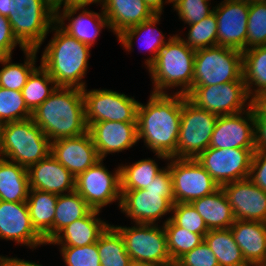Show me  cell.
Here are the masks:
<instances>
[{
  "instance_id": "36",
  "label": "cell",
  "mask_w": 266,
  "mask_h": 266,
  "mask_svg": "<svg viewBox=\"0 0 266 266\" xmlns=\"http://www.w3.org/2000/svg\"><path fill=\"white\" fill-rule=\"evenodd\" d=\"M156 159H141L130 165L121 164V190L145 189L154 178L164 169L159 167Z\"/></svg>"
},
{
  "instance_id": "29",
  "label": "cell",
  "mask_w": 266,
  "mask_h": 266,
  "mask_svg": "<svg viewBox=\"0 0 266 266\" xmlns=\"http://www.w3.org/2000/svg\"><path fill=\"white\" fill-rule=\"evenodd\" d=\"M57 198V194L30 189L26 200L32 225L44 238L46 245L53 239Z\"/></svg>"
},
{
  "instance_id": "37",
  "label": "cell",
  "mask_w": 266,
  "mask_h": 266,
  "mask_svg": "<svg viewBox=\"0 0 266 266\" xmlns=\"http://www.w3.org/2000/svg\"><path fill=\"white\" fill-rule=\"evenodd\" d=\"M58 85L50 76L47 70L40 64L29 75L21 93L28 109L33 112L40 106L52 93Z\"/></svg>"
},
{
  "instance_id": "3",
  "label": "cell",
  "mask_w": 266,
  "mask_h": 266,
  "mask_svg": "<svg viewBox=\"0 0 266 266\" xmlns=\"http://www.w3.org/2000/svg\"><path fill=\"white\" fill-rule=\"evenodd\" d=\"M55 32L48 42L40 64L47 70L58 87H73L84 89L87 87L83 81L87 73L88 60L91 56V47L78 41L65 32L57 22L50 30Z\"/></svg>"
},
{
  "instance_id": "43",
  "label": "cell",
  "mask_w": 266,
  "mask_h": 266,
  "mask_svg": "<svg viewBox=\"0 0 266 266\" xmlns=\"http://www.w3.org/2000/svg\"><path fill=\"white\" fill-rule=\"evenodd\" d=\"M66 266H101L97 242L86 246H59Z\"/></svg>"
},
{
  "instance_id": "45",
  "label": "cell",
  "mask_w": 266,
  "mask_h": 266,
  "mask_svg": "<svg viewBox=\"0 0 266 266\" xmlns=\"http://www.w3.org/2000/svg\"><path fill=\"white\" fill-rule=\"evenodd\" d=\"M175 264L177 266H219L216 256L205 241L184 254Z\"/></svg>"
},
{
  "instance_id": "49",
  "label": "cell",
  "mask_w": 266,
  "mask_h": 266,
  "mask_svg": "<svg viewBox=\"0 0 266 266\" xmlns=\"http://www.w3.org/2000/svg\"><path fill=\"white\" fill-rule=\"evenodd\" d=\"M0 263L3 266H43L41 264H37L35 262L26 261L24 259H19L17 257H6L1 255Z\"/></svg>"
},
{
  "instance_id": "56",
  "label": "cell",
  "mask_w": 266,
  "mask_h": 266,
  "mask_svg": "<svg viewBox=\"0 0 266 266\" xmlns=\"http://www.w3.org/2000/svg\"><path fill=\"white\" fill-rule=\"evenodd\" d=\"M260 266H266V260Z\"/></svg>"
},
{
  "instance_id": "55",
  "label": "cell",
  "mask_w": 266,
  "mask_h": 266,
  "mask_svg": "<svg viewBox=\"0 0 266 266\" xmlns=\"http://www.w3.org/2000/svg\"><path fill=\"white\" fill-rule=\"evenodd\" d=\"M243 1H246V2H254V1H262V0H243Z\"/></svg>"
},
{
  "instance_id": "6",
  "label": "cell",
  "mask_w": 266,
  "mask_h": 266,
  "mask_svg": "<svg viewBox=\"0 0 266 266\" xmlns=\"http://www.w3.org/2000/svg\"><path fill=\"white\" fill-rule=\"evenodd\" d=\"M174 203L172 176L166 165L145 189L121 190L119 209L134 223L158 225L159 219L172 212Z\"/></svg>"
},
{
  "instance_id": "2",
  "label": "cell",
  "mask_w": 266,
  "mask_h": 266,
  "mask_svg": "<svg viewBox=\"0 0 266 266\" xmlns=\"http://www.w3.org/2000/svg\"><path fill=\"white\" fill-rule=\"evenodd\" d=\"M31 118L51 142L88 132L83 92L79 88L57 87Z\"/></svg>"
},
{
  "instance_id": "21",
  "label": "cell",
  "mask_w": 266,
  "mask_h": 266,
  "mask_svg": "<svg viewBox=\"0 0 266 266\" xmlns=\"http://www.w3.org/2000/svg\"><path fill=\"white\" fill-rule=\"evenodd\" d=\"M100 159L119 153L138 143L137 122L100 121L88 126Z\"/></svg>"
},
{
  "instance_id": "40",
  "label": "cell",
  "mask_w": 266,
  "mask_h": 266,
  "mask_svg": "<svg viewBox=\"0 0 266 266\" xmlns=\"http://www.w3.org/2000/svg\"><path fill=\"white\" fill-rule=\"evenodd\" d=\"M21 91L0 87V122H14L31 118Z\"/></svg>"
},
{
  "instance_id": "38",
  "label": "cell",
  "mask_w": 266,
  "mask_h": 266,
  "mask_svg": "<svg viewBox=\"0 0 266 266\" xmlns=\"http://www.w3.org/2000/svg\"><path fill=\"white\" fill-rule=\"evenodd\" d=\"M164 221L162 224L167 236V248L173 263L204 241L202 234L175 225L169 217Z\"/></svg>"
},
{
  "instance_id": "14",
  "label": "cell",
  "mask_w": 266,
  "mask_h": 266,
  "mask_svg": "<svg viewBox=\"0 0 266 266\" xmlns=\"http://www.w3.org/2000/svg\"><path fill=\"white\" fill-rule=\"evenodd\" d=\"M87 126L100 121L137 122L139 101L109 89L83 90Z\"/></svg>"
},
{
  "instance_id": "42",
  "label": "cell",
  "mask_w": 266,
  "mask_h": 266,
  "mask_svg": "<svg viewBox=\"0 0 266 266\" xmlns=\"http://www.w3.org/2000/svg\"><path fill=\"white\" fill-rule=\"evenodd\" d=\"M171 213L169 218L175 225L203 236L209 232L203 218L190 203H174Z\"/></svg>"
},
{
  "instance_id": "34",
  "label": "cell",
  "mask_w": 266,
  "mask_h": 266,
  "mask_svg": "<svg viewBox=\"0 0 266 266\" xmlns=\"http://www.w3.org/2000/svg\"><path fill=\"white\" fill-rule=\"evenodd\" d=\"M97 248L101 266H130L132 264L122 235L111 224L100 235Z\"/></svg>"
},
{
  "instance_id": "53",
  "label": "cell",
  "mask_w": 266,
  "mask_h": 266,
  "mask_svg": "<svg viewBox=\"0 0 266 266\" xmlns=\"http://www.w3.org/2000/svg\"><path fill=\"white\" fill-rule=\"evenodd\" d=\"M130 266H155V265L143 264V263H132Z\"/></svg>"
},
{
  "instance_id": "23",
  "label": "cell",
  "mask_w": 266,
  "mask_h": 266,
  "mask_svg": "<svg viewBox=\"0 0 266 266\" xmlns=\"http://www.w3.org/2000/svg\"><path fill=\"white\" fill-rule=\"evenodd\" d=\"M30 189L57 195L75 191L76 177L59 163L51 153L28 169Z\"/></svg>"
},
{
  "instance_id": "16",
  "label": "cell",
  "mask_w": 266,
  "mask_h": 266,
  "mask_svg": "<svg viewBox=\"0 0 266 266\" xmlns=\"http://www.w3.org/2000/svg\"><path fill=\"white\" fill-rule=\"evenodd\" d=\"M250 2L223 0L213 6L217 20V45L246 50Z\"/></svg>"
},
{
  "instance_id": "25",
  "label": "cell",
  "mask_w": 266,
  "mask_h": 266,
  "mask_svg": "<svg viewBox=\"0 0 266 266\" xmlns=\"http://www.w3.org/2000/svg\"><path fill=\"white\" fill-rule=\"evenodd\" d=\"M101 211L92 209L85 217L63 228L48 244L58 246H86L96 243L110 225L99 218Z\"/></svg>"
},
{
  "instance_id": "41",
  "label": "cell",
  "mask_w": 266,
  "mask_h": 266,
  "mask_svg": "<svg viewBox=\"0 0 266 266\" xmlns=\"http://www.w3.org/2000/svg\"><path fill=\"white\" fill-rule=\"evenodd\" d=\"M266 45V1L250 2L246 49Z\"/></svg>"
},
{
  "instance_id": "8",
  "label": "cell",
  "mask_w": 266,
  "mask_h": 266,
  "mask_svg": "<svg viewBox=\"0 0 266 266\" xmlns=\"http://www.w3.org/2000/svg\"><path fill=\"white\" fill-rule=\"evenodd\" d=\"M230 81H244L242 51L219 45L196 50L192 88Z\"/></svg>"
},
{
  "instance_id": "27",
  "label": "cell",
  "mask_w": 266,
  "mask_h": 266,
  "mask_svg": "<svg viewBox=\"0 0 266 266\" xmlns=\"http://www.w3.org/2000/svg\"><path fill=\"white\" fill-rule=\"evenodd\" d=\"M161 14H155L151 19L144 21L138 25L125 29L117 36L118 42L121 46L128 51L133 49L134 39L138 38L140 42H143L144 47L149 51L150 55L145 61L146 68L148 69L156 60L158 52L168 42L162 31L156 28V25L160 22ZM143 36L141 37V35ZM141 37V40L139 37ZM165 38V39H164Z\"/></svg>"
},
{
  "instance_id": "19",
  "label": "cell",
  "mask_w": 266,
  "mask_h": 266,
  "mask_svg": "<svg viewBox=\"0 0 266 266\" xmlns=\"http://www.w3.org/2000/svg\"><path fill=\"white\" fill-rule=\"evenodd\" d=\"M87 8L88 7L59 5L56 7V22L70 36L75 37L78 41L92 48L102 29L107 27L109 30L111 28L102 8L100 9L102 10L101 13L90 11ZM79 11V15L75 16ZM66 20L69 21L67 22L68 24L64 22Z\"/></svg>"
},
{
  "instance_id": "30",
  "label": "cell",
  "mask_w": 266,
  "mask_h": 266,
  "mask_svg": "<svg viewBox=\"0 0 266 266\" xmlns=\"http://www.w3.org/2000/svg\"><path fill=\"white\" fill-rule=\"evenodd\" d=\"M242 66L249 97L253 101L261 99L266 94V45L244 50Z\"/></svg>"
},
{
  "instance_id": "15",
  "label": "cell",
  "mask_w": 266,
  "mask_h": 266,
  "mask_svg": "<svg viewBox=\"0 0 266 266\" xmlns=\"http://www.w3.org/2000/svg\"><path fill=\"white\" fill-rule=\"evenodd\" d=\"M256 149L208 147L196 160L222 187L227 183L249 178L251 161Z\"/></svg>"
},
{
  "instance_id": "28",
  "label": "cell",
  "mask_w": 266,
  "mask_h": 266,
  "mask_svg": "<svg viewBox=\"0 0 266 266\" xmlns=\"http://www.w3.org/2000/svg\"><path fill=\"white\" fill-rule=\"evenodd\" d=\"M190 204L203 218L208 230L229 229L235 221L232 208L222 187Z\"/></svg>"
},
{
  "instance_id": "50",
  "label": "cell",
  "mask_w": 266,
  "mask_h": 266,
  "mask_svg": "<svg viewBox=\"0 0 266 266\" xmlns=\"http://www.w3.org/2000/svg\"><path fill=\"white\" fill-rule=\"evenodd\" d=\"M106 2L107 0H63L60 5L88 7L90 4L99 3L103 8Z\"/></svg>"
},
{
  "instance_id": "51",
  "label": "cell",
  "mask_w": 266,
  "mask_h": 266,
  "mask_svg": "<svg viewBox=\"0 0 266 266\" xmlns=\"http://www.w3.org/2000/svg\"><path fill=\"white\" fill-rule=\"evenodd\" d=\"M155 14H163L164 4H171L173 0H144ZM165 1V2H164Z\"/></svg>"
},
{
  "instance_id": "32",
  "label": "cell",
  "mask_w": 266,
  "mask_h": 266,
  "mask_svg": "<svg viewBox=\"0 0 266 266\" xmlns=\"http://www.w3.org/2000/svg\"><path fill=\"white\" fill-rule=\"evenodd\" d=\"M204 241L216 256L219 266H249L229 229L209 230Z\"/></svg>"
},
{
  "instance_id": "9",
  "label": "cell",
  "mask_w": 266,
  "mask_h": 266,
  "mask_svg": "<svg viewBox=\"0 0 266 266\" xmlns=\"http://www.w3.org/2000/svg\"><path fill=\"white\" fill-rule=\"evenodd\" d=\"M133 224L131 227L113 225L122 235L132 263L155 266L173 264L164 227L155 224Z\"/></svg>"
},
{
  "instance_id": "17",
  "label": "cell",
  "mask_w": 266,
  "mask_h": 266,
  "mask_svg": "<svg viewBox=\"0 0 266 266\" xmlns=\"http://www.w3.org/2000/svg\"><path fill=\"white\" fill-rule=\"evenodd\" d=\"M209 147L256 149L253 102L245 111L218 116Z\"/></svg>"
},
{
  "instance_id": "44",
  "label": "cell",
  "mask_w": 266,
  "mask_h": 266,
  "mask_svg": "<svg viewBox=\"0 0 266 266\" xmlns=\"http://www.w3.org/2000/svg\"><path fill=\"white\" fill-rule=\"evenodd\" d=\"M173 9L184 24H195L213 13L207 0H173Z\"/></svg>"
},
{
  "instance_id": "7",
  "label": "cell",
  "mask_w": 266,
  "mask_h": 266,
  "mask_svg": "<svg viewBox=\"0 0 266 266\" xmlns=\"http://www.w3.org/2000/svg\"><path fill=\"white\" fill-rule=\"evenodd\" d=\"M51 153V141L32 118L4 123L0 157L29 168Z\"/></svg>"
},
{
  "instance_id": "5",
  "label": "cell",
  "mask_w": 266,
  "mask_h": 266,
  "mask_svg": "<svg viewBox=\"0 0 266 266\" xmlns=\"http://www.w3.org/2000/svg\"><path fill=\"white\" fill-rule=\"evenodd\" d=\"M0 15L26 49H38L56 22V7L49 0H0Z\"/></svg>"
},
{
  "instance_id": "11",
  "label": "cell",
  "mask_w": 266,
  "mask_h": 266,
  "mask_svg": "<svg viewBox=\"0 0 266 266\" xmlns=\"http://www.w3.org/2000/svg\"><path fill=\"white\" fill-rule=\"evenodd\" d=\"M186 96L197 107L218 116L245 111L251 107L253 102L247 93L244 81L194 86Z\"/></svg>"
},
{
  "instance_id": "52",
  "label": "cell",
  "mask_w": 266,
  "mask_h": 266,
  "mask_svg": "<svg viewBox=\"0 0 266 266\" xmlns=\"http://www.w3.org/2000/svg\"><path fill=\"white\" fill-rule=\"evenodd\" d=\"M3 123L0 122V149H1V145H2V128H3Z\"/></svg>"
},
{
  "instance_id": "39",
  "label": "cell",
  "mask_w": 266,
  "mask_h": 266,
  "mask_svg": "<svg viewBox=\"0 0 266 266\" xmlns=\"http://www.w3.org/2000/svg\"><path fill=\"white\" fill-rule=\"evenodd\" d=\"M188 26L187 38L181 39L190 48L198 50L217 45V20L214 12L200 22Z\"/></svg>"
},
{
  "instance_id": "47",
  "label": "cell",
  "mask_w": 266,
  "mask_h": 266,
  "mask_svg": "<svg viewBox=\"0 0 266 266\" xmlns=\"http://www.w3.org/2000/svg\"><path fill=\"white\" fill-rule=\"evenodd\" d=\"M17 45L22 51L26 49L14 36L8 18L0 15V57L12 56Z\"/></svg>"
},
{
  "instance_id": "20",
  "label": "cell",
  "mask_w": 266,
  "mask_h": 266,
  "mask_svg": "<svg viewBox=\"0 0 266 266\" xmlns=\"http://www.w3.org/2000/svg\"><path fill=\"white\" fill-rule=\"evenodd\" d=\"M235 220L266 222V192L249 178L222 186Z\"/></svg>"
},
{
  "instance_id": "57",
  "label": "cell",
  "mask_w": 266,
  "mask_h": 266,
  "mask_svg": "<svg viewBox=\"0 0 266 266\" xmlns=\"http://www.w3.org/2000/svg\"><path fill=\"white\" fill-rule=\"evenodd\" d=\"M168 266H177L175 263L171 264V265H168Z\"/></svg>"
},
{
  "instance_id": "54",
  "label": "cell",
  "mask_w": 266,
  "mask_h": 266,
  "mask_svg": "<svg viewBox=\"0 0 266 266\" xmlns=\"http://www.w3.org/2000/svg\"><path fill=\"white\" fill-rule=\"evenodd\" d=\"M259 100L266 106V94Z\"/></svg>"
},
{
  "instance_id": "35",
  "label": "cell",
  "mask_w": 266,
  "mask_h": 266,
  "mask_svg": "<svg viewBox=\"0 0 266 266\" xmlns=\"http://www.w3.org/2000/svg\"><path fill=\"white\" fill-rule=\"evenodd\" d=\"M91 210L92 208L76 191L58 195L53 223V238L63 228L85 217Z\"/></svg>"
},
{
  "instance_id": "22",
  "label": "cell",
  "mask_w": 266,
  "mask_h": 266,
  "mask_svg": "<svg viewBox=\"0 0 266 266\" xmlns=\"http://www.w3.org/2000/svg\"><path fill=\"white\" fill-rule=\"evenodd\" d=\"M51 155L75 177L100 160L89 132L51 142Z\"/></svg>"
},
{
  "instance_id": "4",
  "label": "cell",
  "mask_w": 266,
  "mask_h": 266,
  "mask_svg": "<svg viewBox=\"0 0 266 266\" xmlns=\"http://www.w3.org/2000/svg\"><path fill=\"white\" fill-rule=\"evenodd\" d=\"M195 52L178 34L170 35L148 68L154 86L152 93L168 94L167 89L181 87L175 94L187 95L193 85Z\"/></svg>"
},
{
  "instance_id": "18",
  "label": "cell",
  "mask_w": 266,
  "mask_h": 266,
  "mask_svg": "<svg viewBox=\"0 0 266 266\" xmlns=\"http://www.w3.org/2000/svg\"><path fill=\"white\" fill-rule=\"evenodd\" d=\"M0 239L14 241L30 249L46 244L32 225L26 202L0 200Z\"/></svg>"
},
{
  "instance_id": "31",
  "label": "cell",
  "mask_w": 266,
  "mask_h": 266,
  "mask_svg": "<svg viewBox=\"0 0 266 266\" xmlns=\"http://www.w3.org/2000/svg\"><path fill=\"white\" fill-rule=\"evenodd\" d=\"M29 190L27 168L0 157V200L26 202Z\"/></svg>"
},
{
  "instance_id": "24",
  "label": "cell",
  "mask_w": 266,
  "mask_h": 266,
  "mask_svg": "<svg viewBox=\"0 0 266 266\" xmlns=\"http://www.w3.org/2000/svg\"><path fill=\"white\" fill-rule=\"evenodd\" d=\"M230 230L246 263L260 266L266 260V222L235 220Z\"/></svg>"
},
{
  "instance_id": "46",
  "label": "cell",
  "mask_w": 266,
  "mask_h": 266,
  "mask_svg": "<svg viewBox=\"0 0 266 266\" xmlns=\"http://www.w3.org/2000/svg\"><path fill=\"white\" fill-rule=\"evenodd\" d=\"M256 150L266 151V106L260 100L253 101Z\"/></svg>"
},
{
  "instance_id": "12",
  "label": "cell",
  "mask_w": 266,
  "mask_h": 266,
  "mask_svg": "<svg viewBox=\"0 0 266 266\" xmlns=\"http://www.w3.org/2000/svg\"><path fill=\"white\" fill-rule=\"evenodd\" d=\"M175 203H191L220 188L202 165L192 158H169Z\"/></svg>"
},
{
  "instance_id": "1",
  "label": "cell",
  "mask_w": 266,
  "mask_h": 266,
  "mask_svg": "<svg viewBox=\"0 0 266 266\" xmlns=\"http://www.w3.org/2000/svg\"><path fill=\"white\" fill-rule=\"evenodd\" d=\"M172 94V95H171ZM150 94L146 105L137 108L138 142L152 150L158 159L177 158V141L182 112V94Z\"/></svg>"
},
{
  "instance_id": "10",
  "label": "cell",
  "mask_w": 266,
  "mask_h": 266,
  "mask_svg": "<svg viewBox=\"0 0 266 266\" xmlns=\"http://www.w3.org/2000/svg\"><path fill=\"white\" fill-rule=\"evenodd\" d=\"M218 115L197 107L182 95V112L177 141V158L196 159L211 141Z\"/></svg>"
},
{
  "instance_id": "33",
  "label": "cell",
  "mask_w": 266,
  "mask_h": 266,
  "mask_svg": "<svg viewBox=\"0 0 266 266\" xmlns=\"http://www.w3.org/2000/svg\"><path fill=\"white\" fill-rule=\"evenodd\" d=\"M38 49H25L24 63H12L11 56H1L0 87L21 91L31 72L36 68Z\"/></svg>"
},
{
  "instance_id": "48",
  "label": "cell",
  "mask_w": 266,
  "mask_h": 266,
  "mask_svg": "<svg viewBox=\"0 0 266 266\" xmlns=\"http://www.w3.org/2000/svg\"><path fill=\"white\" fill-rule=\"evenodd\" d=\"M249 179L266 192V151L253 153Z\"/></svg>"
},
{
  "instance_id": "26",
  "label": "cell",
  "mask_w": 266,
  "mask_h": 266,
  "mask_svg": "<svg viewBox=\"0 0 266 266\" xmlns=\"http://www.w3.org/2000/svg\"><path fill=\"white\" fill-rule=\"evenodd\" d=\"M116 37L125 29L151 19L155 13L144 0H107L102 8Z\"/></svg>"
},
{
  "instance_id": "13",
  "label": "cell",
  "mask_w": 266,
  "mask_h": 266,
  "mask_svg": "<svg viewBox=\"0 0 266 266\" xmlns=\"http://www.w3.org/2000/svg\"><path fill=\"white\" fill-rule=\"evenodd\" d=\"M100 159L75 179V191L94 210H99L108 204L121 202L120 165L110 172Z\"/></svg>"
}]
</instances>
